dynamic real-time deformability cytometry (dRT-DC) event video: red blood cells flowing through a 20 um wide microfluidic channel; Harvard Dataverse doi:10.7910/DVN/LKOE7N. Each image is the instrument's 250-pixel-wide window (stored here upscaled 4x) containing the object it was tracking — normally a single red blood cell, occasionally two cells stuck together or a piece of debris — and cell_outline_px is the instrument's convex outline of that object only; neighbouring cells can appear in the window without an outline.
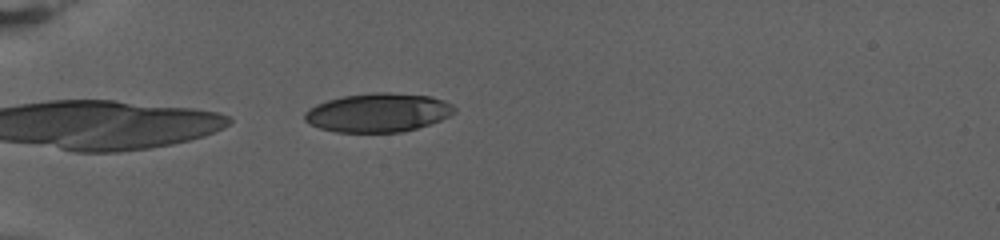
{"species": "human", "species_latin": "Homo sapiens", "temperature_condition": "warm", "stored_images_in_passage": 31, "camera_frame_rate_fps": 3000, "um_per_image_px": 0.085, "donor": {"sex": "female"}, "frame": {"image": 1, "passage_image": 1, "time_ms": 0.0, "image_size_px": [1000, 240], "cell_outline_px": [[456, 112], [440, 120], [416, 128], [400, 132], [336, 132], [320, 128], [308, 124], [304, 120], [304, 112], [308, 108], [316, 104], [328, 100], [344, 96], [376, 92], [388, 92], [428, 96], [444, 100], [452, 104], [456, 108]], "centroid_in_image_um": [32.11, 9.57], "position_along_channel_um": 52.9, "area_um2": 33.81}}
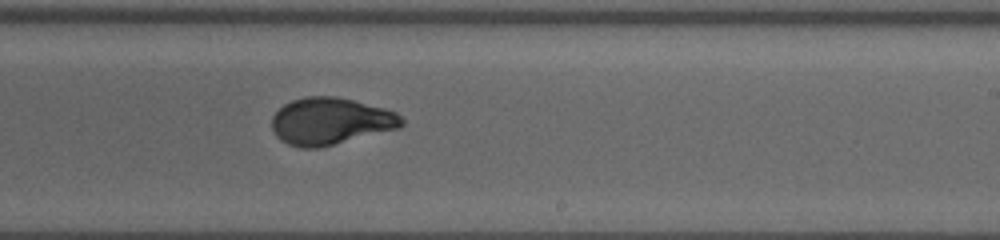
{"frame": {"image": 2, "passage_image": 15, "time_ms": 4.667, "image_size_px": [1000, 240], "cell_outline_px": [[404, 124], [400, 128], [320, 148], [300, 148], [288, 144], [280, 140], [276, 136], [272, 128], [272, 116], [284, 104], [292, 100], [308, 96], [336, 96], [384, 108], [396, 112], [404, 120]], "centroid_in_image_um": [28.09, 10.31], "position_along_channel_um": 260.9, "area_um2": 35.66}}
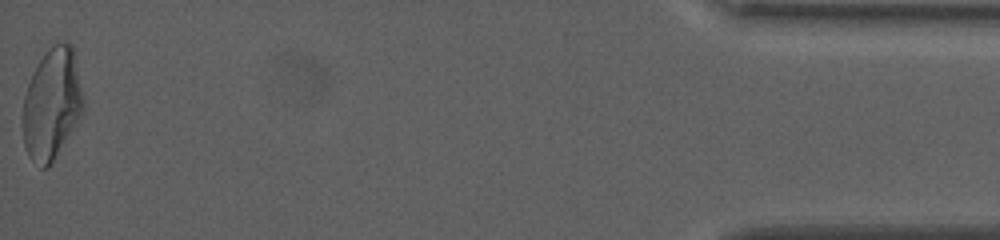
{"frame": {"image": 3, "passage_image": 31, "time_ms": 10.0, "image_size_px": [1000, 240], "cell_outline_px": [[84, 108], [80, 116], [48, 168], [40, 168], [28, 156], [24, 144], [24, 96], [32, 72], [48, 48], [56, 44], [72, 44], [84, 104]], "centroid_in_image_um": [4.39, 8.85], "position_along_channel_um": 430.8, "area_um2": 38.21}}